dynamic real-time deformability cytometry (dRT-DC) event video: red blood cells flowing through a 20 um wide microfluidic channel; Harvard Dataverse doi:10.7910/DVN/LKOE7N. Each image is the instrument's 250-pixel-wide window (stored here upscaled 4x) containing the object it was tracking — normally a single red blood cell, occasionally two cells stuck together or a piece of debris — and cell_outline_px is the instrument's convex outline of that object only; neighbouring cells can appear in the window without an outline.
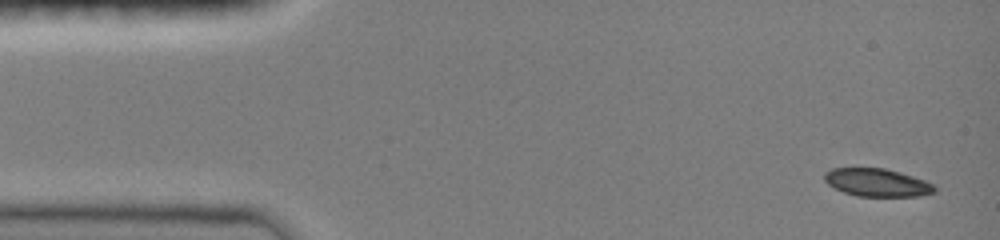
{"species": "common noctule bat (a hibernating species)", "species_latin": "Nyctalus noctula", "temperature_condition": "room temperature", "stored_images_in_passage": 42, "camera_frame_rate_fps": 3000, "um_per_image_px": 0.085, "animal": {"sex": "female", "body_mass_g": 19.0, "forearm_length_mm": 51.5}, "frame": {"image": 1, "passage_image": 1, "time_ms": 0.0, "image_size_px": [1000, 240], "cell_outline_px": [[936, 192], [920, 196], [856, 196], [844, 192], [828, 184], [824, 180], [824, 172], [832, 168], [884, 168], [900, 172], [924, 180], [932, 184], [936, 188]], "centroid_in_image_um": [74.54, 15.51], "position_along_channel_um": 10.5, "area_um2": 17.86}}
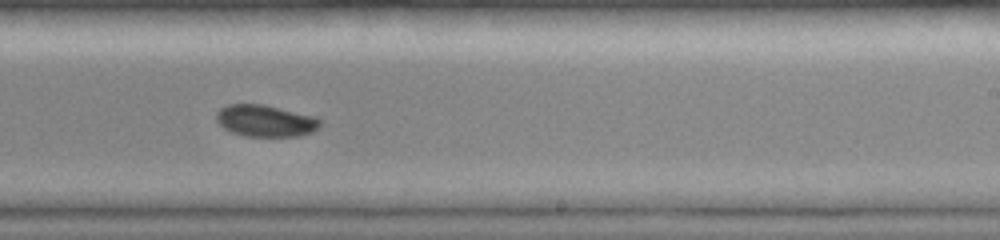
{"frame": {"image": 2, "passage_image": 22, "time_ms": 9.0, "image_size_px": [1000, 240], "cell_outline_px": [[320, 128], [312, 132], [296, 136], [248, 136], [232, 132], [224, 128], [216, 120], [216, 112], [220, 108], [228, 104], [264, 104], [316, 116], [320, 120]], "centroid_in_image_um": [22.57, 10.25], "position_along_channel_um": 266.4, "area_um2": 19.25}}
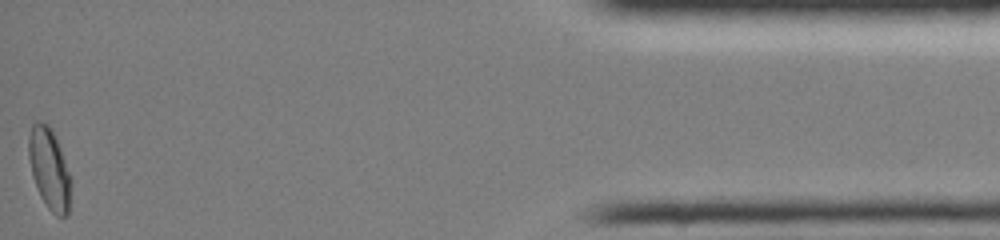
{"frame": {"image": 3, "passage_image": 41, "time_ms": 15.0, "image_size_px": [1000, 240], "cell_outline_px": [[72, 180], [68, 212], [64, 216], [56, 216], [48, 208], [40, 196], [32, 176], [28, 156], [28, 136], [32, 124], [36, 120], [40, 120], [48, 124], [52, 128], [60, 148]], "centroid_in_image_um": [4.18, 14.31], "position_along_channel_um": 431.0, "area_um2": 20.17}, "authors_computed_cell_mechanics": {"area_um2": 19.2185, "velocity_mm_per_s": 4.0431, "shape_relaxation_time_tau1_ms": 2.9183, "shape_relaxation_time_tau2_ms": null, "deformation_change_tau1": 0.0773, "deformation_change_tau2": null}}